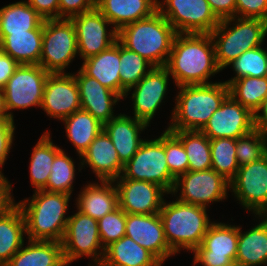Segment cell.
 I'll return each mask as SVG.
<instances>
[{
  "mask_svg": "<svg viewBox=\"0 0 267 266\" xmlns=\"http://www.w3.org/2000/svg\"><path fill=\"white\" fill-rule=\"evenodd\" d=\"M61 150L50 138V132L45 131L33 148L30 157V183L34 191L43 190L51 173V167L56 154Z\"/></svg>",
  "mask_w": 267,
  "mask_h": 266,
  "instance_id": "34",
  "label": "cell"
},
{
  "mask_svg": "<svg viewBox=\"0 0 267 266\" xmlns=\"http://www.w3.org/2000/svg\"><path fill=\"white\" fill-rule=\"evenodd\" d=\"M62 122L65 124L66 136L76 148L79 157L103 130V124L83 109L76 110Z\"/></svg>",
  "mask_w": 267,
  "mask_h": 266,
  "instance_id": "33",
  "label": "cell"
},
{
  "mask_svg": "<svg viewBox=\"0 0 267 266\" xmlns=\"http://www.w3.org/2000/svg\"><path fill=\"white\" fill-rule=\"evenodd\" d=\"M236 17L267 22V0H236Z\"/></svg>",
  "mask_w": 267,
  "mask_h": 266,
  "instance_id": "44",
  "label": "cell"
},
{
  "mask_svg": "<svg viewBox=\"0 0 267 266\" xmlns=\"http://www.w3.org/2000/svg\"><path fill=\"white\" fill-rule=\"evenodd\" d=\"M11 191L12 184L0 173V215L15 202Z\"/></svg>",
  "mask_w": 267,
  "mask_h": 266,
  "instance_id": "50",
  "label": "cell"
},
{
  "mask_svg": "<svg viewBox=\"0 0 267 266\" xmlns=\"http://www.w3.org/2000/svg\"><path fill=\"white\" fill-rule=\"evenodd\" d=\"M44 20L58 19L59 0L26 1Z\"/></svg>",
  "mask_w": 267,
  "mask_h": 266,
  "instance_id": "47",
  "label": "cell"
},
{
  "mask_svg": "<svg viewBox=\"0 0 267 266\" xmlns=\"http://www.w3.org/2000/svg\"><path fill=\"white\" fill-rule=\"evenodd\" d=\"M77 54L76 29L71 19L44 20L39 65L49 74L65 73Z\"/></svg>",
  "mask_w": 267,
  "mask_h": 266,
  "instance_id": "7",
  "label": "cell"
},
{
  "mask_svg": "<svg viewBox=\"0 0 267 266\" xmlns=\"http://www.w3.org/2000/svg\"><path fill=\"white\" fill-rule=\"evenodd\" d=\"M77 210L95 220L103 218L118 207V192L114 181L85 185L76 198Z\"/></svg>",
  "mask_w": 267,
  "mask_h": 266,
  "instance_id": "24",
  "label": "cell"
},
{
  "mask_svg": "<svg viewBox=\"0 0 267 266\" xmlns=\"http://www.w3.org/2000/svg\"><path fill=\"white\" fill-rule=\"evenodd\" d=\"M157 10L176 33L210 34L220 22L207 0H157Z\"/></svg>",
  "mask_w": 267,
  "mask_h": 266,
  "instance_id": "11",
  "label": "cell"
},
{
  "mask_svg": "<svg viewBox=\"0 0 267 266\" xmlns=\"http://www.w3.org/2000/svg\"><path fill=\"white\" fill-rule=\"evenodd\" d=\"M77 37L78 55L83 60L108 49L117 41L118 31L110 21L95 7L71 18ZM107 28V29H106Z\"/></svg>",
  "mask_w": 267,
  "mask_h": 266,
  "instance_id": "14",
  "label": "cell"
},
{
  "mask_svg": "<svg viewBox=\"0 0 267 266\" xmlns=\"http://www.w3.org/2000/svg\"><path fill=\"white\" fill-rule=\"evenodd\" d=\"M44 19L25 0L0 8V35L43 28Z\"/></svg>",
  "mask_w": 267,
  "mask_h": 266,
  "instance_id": "32",
  "label": "cell"
},
{
  "mask_svg": "<svg viewBox=\"0 0 267 266\" xmlns=\"http://www.w3.org/2000/svg\"><path fill=\"white\" fill-rule=\"evenodd\" d=\"M206 210L207 208L185 204L177 199L169 203L163 201L159 215L164 226L165 239L175 254L182 249L194 252L201 245L204 235L213 223Z\"/></svg>",
  "mask_w": 267,
  "mask_h": 266,
  "instance_id": "5",
  "label": "cell"
},
{
  "mask_svg": "<svg viewBox=\"0 0 267 266\" xmlns=\"http://www.w3.org/2000/svg\"><path fill=\"white\" fill-rule=\"evenodd\" d=\"M235 150L239 167L257 161L267 154V135L256 127L236 139Z\"/></svg>",
  "mask_w": 267,
  "mask_h": 266,
  "instance_id": "41",
  "label": "cell"
},
{
  "mask_svg": "<svg viewBox=\"0 0 267 266\" xmlns=\"http://www.w3.org/2000/svg\"><path fill=\"white\" fill-rule=\"evenodd\" d=\"M48 75L49 73L40 65L22 64L16 68L3 87L8 117L14 119L12 110L41 106Z\"/></svg>",
  "mask_w": 267,
  "mask_h": 266,
  "instance_id": "10",
  "label": "cell"
},
{
  "mask_svg": "<svg viewBox=\"0 0 267 266\" xmlns=\"http://www.w3.org/2000/svg\"><path fill=\"white\" fill-rule=\"evenodd\" d=\"M148 126L144 121L121 113L103 125V130L110 137L123 165L133 157L145 141L140 138V133Z\"/></svg>",
  "mask_w": 267,
  "mask_h": 266,
  "instance_id": "23",
  "label": "cell"
},
{
  "mask_svg": "<svg viewBox=\"0 0 267 266\" xmlns=\"http://www.w3.org/2000/svg\"><path fill=\"white\" fill-rule=\"evenodd\" d=\"M74 163L73 159L61 149L53 160L51 173L43 190L71 195L76 175Z\"/></svg>",
  "mask_w": 267,
  "mask_h": 266,
  "instance_id": "39",
  "label": "cell"
},
{
  "mask_svg": "<svg viewBox=\"0 0 267 266\" xmlns=\"http://www.w3.org/2000/svg\"><path fill=\"white\" fill-rule=\"evenodd\" d=\"M173 26L157 10L151 16L118 30L117 40L154 67L166 66L176 35Z\"/></svg>",
  "mask_w": 267,
  "mask_h": 266,
  "instance_id": "4",
  "label": "cell"
},
{
  "mask_svg": "<svg viewBox=\"0 0 267 266\" xmlns=\"http://www.w3.org/2000/svg\"><path fill=\"white\" fill-rule=\"evenodd\" d=\"M8 116L4 105V92L3 88H0V117Z\"/></svg>",
  "mask_w": 267,
  "mask_h": 266,
  "instance_id": "52",
  "label": "cell"
},
{
  "mask_svg": "<svg viewBox=\"0 0 267 266\" xmlns=\"http://www.w3.org/2000/svg\"><path fill=\"white\" fill-rule=\"evenodd\" d=\"M257 218L261 222L246 232L238 226L235 262L241 266H267V215H257Z\"/></svg>",
  "mask_w": 267,
  "mask_h": 266,
  "instance_id": "26",
  "label": "cell"
},
{
  "mask_svg": "<svg viewBox=\"0 0 267 266\" xmlns=\"http://www.w3.org/2000/svg\"><path fill=\"white\" fill-rule=\"evenodd\" d=\"M100 0H94L95 4H97Z\"/></svg>",
  "mask_w": 267,
  "mask_h": 266,
  "instance_id": "54",
  "label": "cell"
},
{
  "mask_svg": "<svg viewBox=\"0 0 267 266\" xmlns=\"http://www.w3.org/2000/svg\"><path fill=\"white\" fill-rule=\"evenodd\" d=\"M211 169L231 181L238 169L236 159V140L231 138H217L210 140Z\"/></svg>",
  "mask_w": 267,
  "mask_h": 266,
  "instance_id": "38",
  "label": "cell"
},
{
  "mask_svg": "<svg viewBox=\"0 0 267 266\" xmlns=\"http://www.w3.org/2000/svg\"><path fill=\"white\" fill-rule=\"evenodd\" d=\"M95 7L94 0H59L58 19H71Z\"/></svg>",
  "mask_w": 267,
  "mask_h": 266,
  "instance_id": "46",
  "label": "cell"
},
{
  "mask_svg": "<svg viewBox=\"0 0 267 266\" xmlns=\"http://www.w3.org/2000/svg\"><path fill=\"white\" fill-rule=\"evenodd\" d=\"M96 8L118 31L123 26L151 16L157 0H100Z\"/></svg>",
  "mask_w": 267,
  "mask_h": 266,
  "instance_id": "27",
  "label": "cell"
},
{
  "mask_svg": "<svg viewBox=\"0 0 267 266\" xmlns=\"http://www.w3.org/2000/svg\"><path fill=\"white\" fill-rule=\"evenodd\" d=\"M210 35L215 47L217 65L223 70L243 52L264 44L267 22L261 19L227 18L220 20Z\"/></svg>",
  "mask_w": 267,
  "mask_h": 266,
  "instance_id": "6",
  "label": "cell"
},
{
  "mask_svg": "<svg viewBox=\"0 0 267 266\" xmlns=\"http://www.w3.org/2000/svg\"><path fill=\"white\" fill-rule=\"evenodd\" d=\"M224 266H241V265L236 262H232L229 265H224Z\"/></svg>",
  "mask_w": 267,
  "mask_h": 266,
  "instance_id": "53",
  "label": "cell"
},
{
  "mask_svg": "<svg viewBox=\"0 0 267 266\" xmlns=\"http://www.w3.org/2000/svg\"><path fill=\"white\" fill-rule=\"evenodd\" d=\"M70 197L69 194L38 190L30 199L16 203L24 216L27 238L62 242L69 219L65 214Z\"/></svg>",
  "mask_w": 267,
  "mask_h": 266,
  "instance_id": "2",
  "label": "cell"
},
{
  "mask_svg": "<svg viewBox=\"0 0 267 266\" xmlns=\"http://www.w3.org/2000/svg\"><path fill=\"white\" fill-rule=\"evenodd\" d=\"M230 181L213 169L205 171H187L175 180L171 192L185 204H193L208 208L211 202H220L227 199Z\"/></svg>",
  "mask_w": 267,
  "mask_h": 266,
  "instance_id": "12",
  "label": "cell"
},
{
  "mask_svg": "<svg viewBox=\"0 0 267 266\" xmlns=\"http://www.w3.org/2000/svg\"><path fill=\"white\" fill-rule=\"evenodd\" d=\"M19 64L0 48V88H3Z\"/></svg>",
  "mask_w": 267,
  "mask_h": 266,
  "instance_id": "49",
  "label": "cell"
},
{
  "mask_svg": "<svg viewBox=\"0 0 267 266\" xmlns=\"http://www.w3.org/2000/svg\"><path fill=\"white\" fill-rule=\"evenodd\" d=\"M125 225L126 213L119 206L98 220L100 241L104 249L125 236Z\"/></svg>",
  "mask_w": 267,
  "mask_h": 266,
  "instance_id": "43",
  "label": "cell"
},
{
  "mask_svg": "<svg viewBox=\"0 0 267 266\" xmlns=\"http://www.w3.org/2000/svg\"><path fill=\"white\" fill-rule=\"evenodd\" d=\"M219 20L236 17V0H207Z\"/></svg>",
  "mask_w": 267,
  "mask_h": 266,
  "instance_id": "48",
  "label": "cell"
},
{
  "mask_svg": "<svg viewBox=\"0 0 267 266\" xmlns=\"http://www.w3.org/2000/svg\"><path fill=\"white\" fill-rule=\"evenodd\" d=\"M5 266H68L58 241L29 240Z\"/></svg>",
  "mask_w": 267,
  "mask_h": 266,
  "instance_id": "30",
  "label": "cell"
},
{
  "mask_svg": "<svg viewBox=\"0 0 267 266\" xmlns=\"http://www.w3.org/2000/svg\"><path fill=\"white\" fill-rule=\"evenodd\" d=\"M43 28H35L27 33L0 35V48L19 65H39L42 51Z\"/></svg>",
  "mask_w": 267,
  "mask_h": 266,
  "instance_id": "28",
  "label": "cell"
},
{
  "mask_svg": "<svg viewBox=\"0 0 267 266\" xmlns=\"http://www.w3.org/2000/svg\"><path fill=\"white\" fill-rule=\"evenodd\" d=\"M182 143L188 156V171L211 169L210 139L198 130H169Z\"/></svg>",
  "mask_w": 267,
  "mask_h": 266,
  "instance_id": "36",
  "label": "cell"
},
{
  "mask_svg": "<svg viewBox=\"0 0 267 266\" xmlns=\"http://www.w3.org/2000/svg\"><path fill=\"white\" fill-rule=\"evenodd\" d=\"M79 89L81 109L89 112L103 125L116 115L113 106L123 99L119 94L88 76L81 68L73 74Z\"/></svg>",
  "mask_w": 267,
  "mask_h": 266,
  "instance_id": "21",
  "label": "cell"
},
{
  "mask_svg": "<svg viewBox=\"0 0 267 266\" xmlns=\"http://www.w3.org/2000/svg\"><path fill=\"white\" fill-rule=\"evenodd\" d=\"M61 243L68 266L84 256L89 259L91 257L95 266H99L103 261L105 249L100 241L98 221L78 210L69 216Z\"/></svg>",
  "mask_w": 267,
  "mask_h": 266,
  "instance_id": "9",
  "label": "cell"
},
{
  "mask_svg": "<svg viewBox=\"0 0 267 266\" xmlns=\"http://www.w3.org/2000/svg\"><path fill=\"white\" fill-rule=\"evenodd\" d=\"M114 184L118 192V206L128 214L159 213L168 194L159 185L148 181L117 178Z\"/></svg>",
  "mask_w": 267,
  "mask_h": 266,
  "instance_id": "18",
  "label": "cell"
},
{
  "mask_svg": "<svg viewBox=\"0 0 267 266\" xmlns=\"http://www.w3.org/2000/svg\"><path fill=\"white\" fill-rule=\"evenodd\" d=\"M165 67L177 87L213 83L209 78L222 71L210 34L177 33Z\"/></svg>",
  "mask_w": 267,
  "mask_h": 266,
  "instance_id": "1",
  "label": "cell"
},
{
  "mask_svg": "<svg viewBox=\"0 0 267 266\" xmlns=\"http://www.w3.org/2000/svg\"><path fill=\"white\" fill-rule=\"evenodd\" d=\"M81 69L103 86L121 96L120 42L117 40L108 49L83 60Z\"/></svg>",
  "mask_w": 267,
  "mask_h": 266,
  "instance_id": "25",
  "label": "cell"
},
{
  "mask_svg": "<svg viewBox=\"0 0 267 266\" xmlns=\"http://www.w3.org/2000/svg\"><path fill=\"white\" fill-rule=\"evenodd\" d=\"M99 266H162V263L147 249L123 236L105 248Z\"/></svg>",
  "mask_w": 267,
  "mask_h": 266,
  "instance_id": "31",
  "label": "cell"
},
{
  "mask_svg": "<svg viewBox=\"0 0 267 266\" xmlns=\"http://www.w3.org/2000/svg\"><path fill=\"white\" fill-rule=\"evenodd\" d=\"M125 236L151 252L162 264L175 253L169 247L159 213L142 215L126 213Z\"/></svg>",
  "mask_w": 267,
  "mask_h": 266,
  "instance_id": "20",
  "label": "cell"
},
{
  "mask_svg": "<svg viewBox=\"0 0 267 266\" xmlns=\"http://www.w3.org/2000/svg\"><path fill=\"white\" fill-rule=\"evenodd\" d=\"M40 107L47 116L61 121L81 109L79 89L73 73L48 75Z\"/></svg>",
  "mask_w": 267,
  "mask_h": 266,
  "instance_id": "19",
  "label": "cell"
},
{
  "mask_svg": "<svg viewBox=\"0 0 267 266\" xmlns=\"http://www.w3.org/2000/svg\"><path fill=\"white\" fill-rule=\"evenodd\" d=\"M25 220L14 202L0 215V266H5L24 246Z\"/></svg>",
  "mask_w": 267,
  "mask_h": 266,
  "instance_id": "29",
  "label": "cell"
},
{
  "mask_svg": "<svg viewBox=\"0 0 267 266\" xmlns=\"http://www.w3.org/2000/svg\"><path fill=\"white\" fill-rule=\"evenodd\" d=\"M228 86L229 95L255 116L267 99V76L242 77Z\"/></svg>",
  "mask_w": 267,
  "mask_h": 266,
  "instance_id": "35",
  "label": "cell"
},
{
  "mask_svg": "<svg viewBox=\"0 0 267 266\" xmlns=\"http://www.w3.org/2000/svg\"><path fill=\"white\" fill-rule=\"evenodd\" d=\"M119 178L148 181L171 194L175 178L170 174L163 143L158 139L145 140L133 157L124 165Z\"/></svg>",
  "mask_w": 267,
  "mask_h": 266,
  "instance_id": "8",
  "label": "cell"
},
{
  "mask_svg": "<svg viewBox=\"0 0 267 266\" xmlns=\"http://www.w3.org/2000/svg\"><path fill=\"white\" fill-rule=\"evenodd\" d=\"M235 71V76L225 81L229 85L233 80L242 77L267 76V50L262 46L243 52L237 59L229 64Z\"/></svg>",
  "mask_w": 267,
  "mask_h": 266,
  "instance_id": "40",
  "label": "cell"
},
{
  "mask_svg": "<svg viewBox=\"0 0 267 266\" xmlns=\"http://www.w3.org/2000/svg\"><path fill=\"white\" fill-rule=\"evenodd\" d=\"M169 76L171 75L165 66L153 67L126 92L125 98L133 89V93H131L133 117L150 124L168 90Z\"/></svg>",
  "mask_w": 267,
  "mask_h": 266,
  "instance_id": "17",
  "label": "cell"
},
{
  "mask_svg": "<svg viewBox=\"0 0 267 266\" xmlns=\"http://www.w3.org/2000/svg\"><path fill=\"white\" fill-rule=\"evenodd\" d=\"M80 169L88 165L99 181H115L122 174L124 165L107 133L102 130L80 157Z\"/></svg>",
  "mask_w": 267,
  "mask_h": 266,
  "instance_id": "22",
  "label": "cell"
},
{
  "mask_svg": "<svg viewBox=\"0 0 267 266\" xmlns=\"http://www.w3.org/2000/svg\"><path fill=\"white\" fill-rule=\"evenodd\" d=\"M177 88L179 92L167 130L200 131L229 96V86L225 82L182 85Z\"/></svg>",
  "mask_w": 267,
  "mask_h": 266,
  "instance_id": "3",
  "label": "cell"
},
{
  "mask_svg": "<svg viewBox=\"0 0 267 266\" xmlns=\"http://www.w3.org/2000/svg\"><path fill=\"white\" fill-rule=\"evenodd\" d=\"M153 67L145 58L120 43L119 74L121 79V97L125 99L126 92L135 86Z\"/></svg>",
  "mask_w": 267,
  "mask_h": 266,
  "instance_id": "37",
  "label": "cell"
},
{
  "mask_svg": "<svg viewBox=\"0 0 267 266\" xmlns=\"http://www.w3.org/2000/svg\"><path fill=\"white\" fill-rule=\"evenodd\" d=\"M230 191L244 209L256 215H267V154L257 161L239 167L230 181Z\"/></svg>",
  "mask_w": 267,
  "mask_h": 266,
  "instance_id": "13",
  "label": "cell"
},
{
  "mask_svg": "<svg viewBox=\"0 0 267 266\" xmlns=\"http://www.w3.org/2000/svg\"><path fill=\"white\" fill-rule=\"evenodd\" d=\"M255 126L267 135V99L255 116Z\"/></svg>",
  "mask_w": 267,
  "mask_h": 266,
  "instance_id": "51",
  "label": "cell"
},
{
  "mask_svg": "<svg viewBox=\"0 0 267 266\" xmlns=\"http://www.w3.org/2000/svg\"><path fill=\"white\" fill-rule=\"evenodd\" d=\"M238 243V226L213 222L204 235L201 245L193 252V266H224L235 262Z\"/></svg>",
  "mask_w": 267,
  "mask_h": 266,
  "instance_id": "15",
  "label": "cell"
},
{
  "mask_svg": "<svg viewBox=\"0 0 267 266\" xmlns=\"http://www.w3.org/2000/svg\"><path fill=\"white\" fill-rule=\"evenodd\" d=\"M255 128V115L229 95L200 131L210 140H236Z\"/></svg>",
  "mask_w": 267,
  "mask_h": 266,
  "instance_id": "16",
  "label": "cell"
},
{
  "mask_svg": "<svg viewBox=\"0 0 267 266\" xmlns=\"http://www.w3.org/2000/svg\"><path fill=\"white\" fill-rule=\"evenodd\" d=\"M14 132V119L8 116L0 117V173H2V166H4L10 149H12Z\"/></svg>",
  "mask_w": 267,
  "mask_h": 266,
  "instance_id": "45",
  "label": "cell"
},
{
  "mask_svg": "<svg viewBox=\"0 0 267 266\" xmlns=\"http://www.w3.org/2000/svg\"><path fill=\"white\" fill-rule=\"evenodd\" d=\"M163 143L170 174L177 179L188 171L189 162L181 141L169 130L158 137Z\"/></svg>",
  "mask_w": 267,
  "mask_h": 266,
  "instance_id": "42",
  "label": "cell"
}]
</instances>
